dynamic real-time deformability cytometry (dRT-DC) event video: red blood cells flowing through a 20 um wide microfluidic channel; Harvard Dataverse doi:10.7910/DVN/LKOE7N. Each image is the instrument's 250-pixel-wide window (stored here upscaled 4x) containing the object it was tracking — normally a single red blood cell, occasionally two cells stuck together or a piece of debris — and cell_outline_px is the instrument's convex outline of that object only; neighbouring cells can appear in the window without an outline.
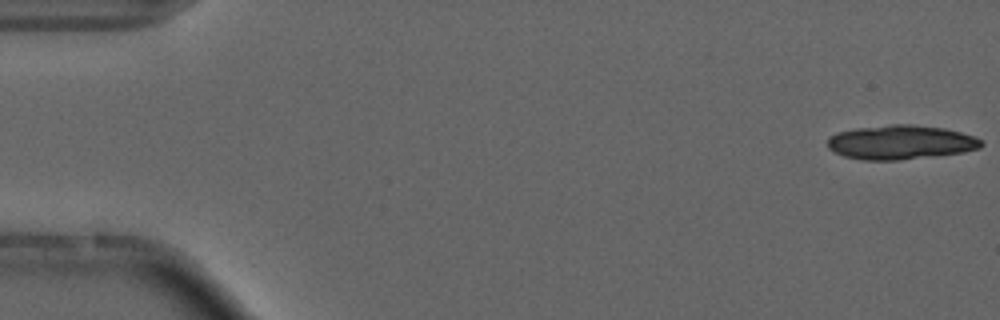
{"species": "common noctule bat (a hibernating species)", "species_latin": "Nyctalus noctula", "temperature_condition": "cold", "stored_images_in_passage": 5, "camera_frame_rate_fps": 3000, "um_per_image_px": 0.085, "animal": {"sex": "male", "forearm_length_mm": 52.5}, "frame": {"image": 1, "passage_image": 1, "time_ms": 0.0, "image_size_px": [1000, 320], "cell_outline_px": [[984, 144], [980, 148], [964, 152], [900, 160], [864, 160], [844, 156], [828, 148], [828, 136], [836, 132], [856, 128], [892, 124], [912, 124], [944, 128], [976, 136], [984, 140]], "centroid_in_image_um": [76.58, 12.09], "position_along_channel_um": 8.4, "area_um2": 30.87}}